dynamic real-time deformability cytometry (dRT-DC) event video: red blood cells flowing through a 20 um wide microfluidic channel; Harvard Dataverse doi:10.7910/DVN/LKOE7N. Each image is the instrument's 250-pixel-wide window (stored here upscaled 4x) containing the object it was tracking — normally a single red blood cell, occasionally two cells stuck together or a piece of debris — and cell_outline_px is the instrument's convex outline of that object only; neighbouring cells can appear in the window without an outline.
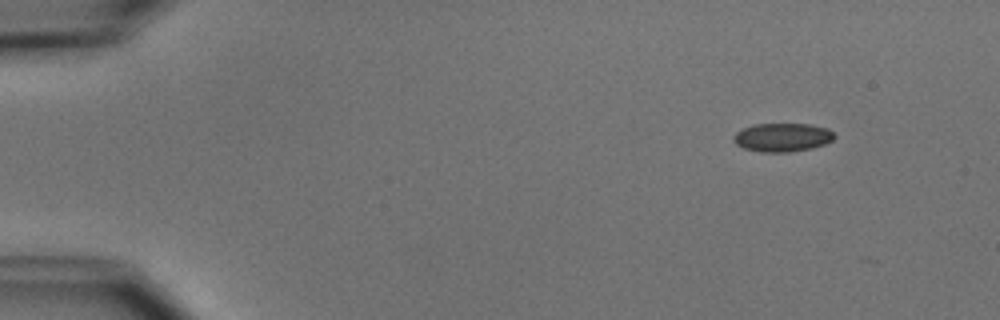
{"species": "common noctule bat (a hibernating species)", "species_latin": "Nyctalus noctula", "temperature_condition": "cold", "stored_images_in_passage": 4, "camera_frame_rate_fps": 3000, "um_per_image_px": 0.085, "animal": {"sex": "male", "body_mass_g": 15.6}, "frame": {"image": 1, "passage_image": 1, "time_ms": 0.0, "image_size_px": [1000, 320], "cell_outline_px": [[836, 136], [832, 140], [824, 144], [812, 148], [788, 152], [764, 152], [744, 148], [736, 144], [732, 140], [732, 136], [736, 132], [752, 124], [808, 124], [828, 128]], "centroid_in_image_um": [66.49, 11.67], "position_along_channel_um": 18.5, "area_um2": 16.76}}
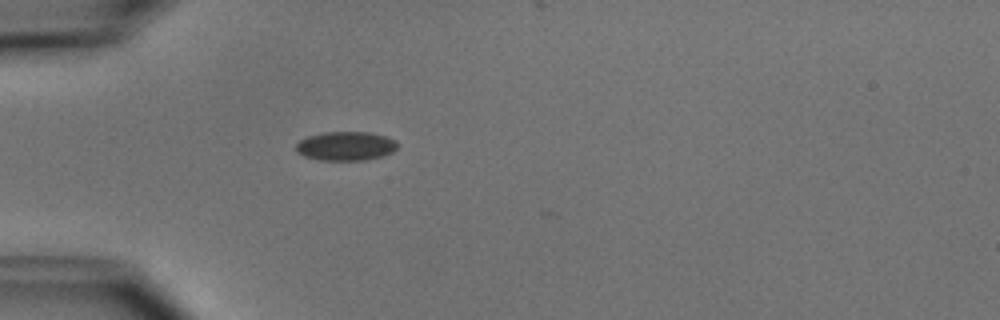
{"frame": {"image": 2, "passage_image": 4, "time_ms": 3.333, "image_size_px": [1000, 320], "cell_outline_px": [[396, 148], [392, 152], [380, 156], [364, 160], [320, 160], [304, 156], [296, 152], [296, 144], [300, 140], [308, 136], [324, 132], [368, 132], [384, 136], [396, 140]], "centroid_in_image_um": [29.35, 12.41], "position_along_channel_um": 55.6, "area_um2": 16.99}}